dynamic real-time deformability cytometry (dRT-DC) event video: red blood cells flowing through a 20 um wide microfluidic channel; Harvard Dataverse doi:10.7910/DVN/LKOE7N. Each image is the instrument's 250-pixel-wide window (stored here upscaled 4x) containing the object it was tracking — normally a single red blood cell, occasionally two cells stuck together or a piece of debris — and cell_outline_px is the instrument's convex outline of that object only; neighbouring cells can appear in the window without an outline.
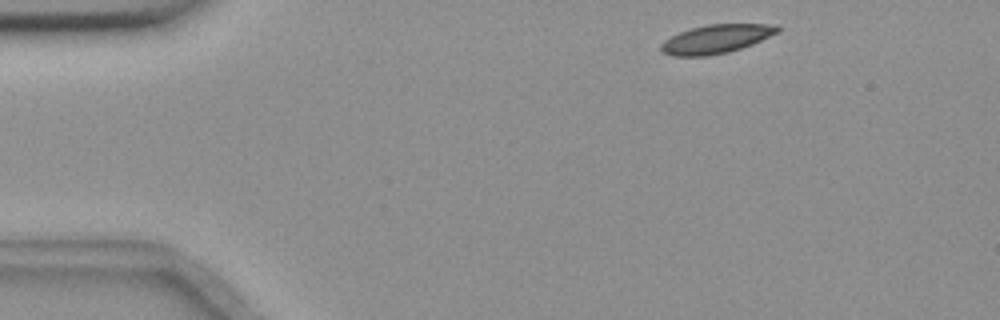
{"species": "common noctule bat (a hibernating species)", "species_latin": "Nyctalus noctula", "temperature_condition": "room temperature", "stored_images_in_passage": 3, "camera_frame_rate_fps": 3000, "um_per_image_px": 0.085, "animal": {"sex": "female", "body_mass_g": 18.4}, "frame": {"image": 1, "passage_image": 1, "time_ms": 0.0, "image_size_px": [1000, 320], "cell_outline_px": [[780, 32], [752, 44], [728, 52], [708, 56], [672, 56], [660, 52], [660, 44], [664, 40], [680, 32], [692, 28], [708, 24], [776, 24], [780, 28]], "centroid_in_image_um": [60.87, 3.32], "position_along_channel_um": 24.1, "area_um2": 19.54}}